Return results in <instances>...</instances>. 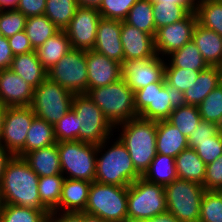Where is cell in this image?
I'll use <instances>...</instances> for the list:
<instances>
[{"label":"cell","instance_id":"6da1fadb","mask_svg":"<svg viewBox=\"0 0 222 222\" xmlns=\"http://www.w3.org/2000/svg\"><path fill=\"white\" fill-rule=\"evenodd\" d=\"M38 182L39 176L27 161L23 157L13 156L5 167L0 183L1 203L49 211L40 200Z\"/></svg>","mask_w":222,"mask_h":222},{"label":"cell","instance_id":"7a4b0ae2","mask_svg":"<svg viewBox=\"0 0 222 222\" xmlns=\"http://www.w3.org/2000/svg\"><path fill=\"white\" fill-rule=\"evenodd\" d=\"M110 138L97 145L95 181L109 185L129 186L142 175L135 169L128 150L118 137L111 147L106 145L110 144ZM106 146L108 149L105 151Z\"/></svg>","mask_w":222,"mask_h":222},{"label":"cell","instance_id":"3957f363","mask_svg":"<svg viewBox=\"0 0 222 222\" xmlns=\"http://www.w3.org/2000/svg\"><path fill=\"white\" fill-rule=\"evenodd\" d=\"M117 128L122 130L118 138L128 150L135 169L143 175L157 154V121L136 117Z\"/></svg>","mask_w":222,"mask_h":222},{"label":"cell","instance_id":"277c9868","mask_svg":"<svg viewBox=\"0 0 222 222\" xmlns=\"http://www.w3.org/2000/svg\"><path fill=\"white\" fill-rule=\"evenodd\" d=\"M86 94L113 127L138 117L134 91L127 86L123 78L106 86L88 89Z\"/></svg>","mask_w":222,"mask_h":222},{"label":"cell","instance_id":"5b68a950","mask_svg":"<svg viewBox=\"0 0 222 222\" xmlns=\"http://www.w3.org/2000/svg\"><path fill=\"white\" fill-rule=\"evenodd\" d=\"M138 117L146 120H167L170 113L186 105L180 90L165 82H155L134 92Z\"/></svg>","mask_w":222,"mask_h":222},{"label":"cell","instance_id":"8992f818","mask_svg":"<svg viewBox=\"0 0 222 222\" xmlns=\"http://www.w3.org/2000/svg\"><path fill=\"white\" fill-rule=\"evenodd\" d=\"M128 186L91 183L88 202L84 212L97 215L107 222H125L127 212Z\"/></svg>","mask_w":222,"mask_h":222},{"label":"cell","instance_id":"52a82bcc","mask_svg":"<svg viewBox=\"0 0 222 222\" xmlns=\"http://www.w3.org/2000/svg\"><path fill=\"white\" fill-rule=\"evenodd\" d=\"M61 172L65 178L95 181L97 145L82 141L58 142ZM65 173V175H64Z\"/></svg>","mask_w":222,"mask_h":222},{"label":"cell","instance_id":"ba28073f","mask_svg":"<svg viewBox=\"0 0 222 222\" xmlns=\"http://www.w3.org/2000/svg\"><path fill=\"white\" fill-rule=\"evenodd\" d=\"M127 212L133 220H152L166 213L164 186L138 178L128 186Z\"/></svg>","mask_w":222,"mask_h":222},{"label":"cell","instance_id":"9c48e42d","mask_svg":"<svg viewBox=\"0 0 222 222\" xmlns=\"http://www.w3.org/2000/svg\"><path fill=\"white\" fill-rule=\"evenodd\" d=\"M205 187L196 182L175 179L164 187L167 212L179 222H199Z\"/></svg>","mask_w":222,"mask_h":222},{"label":"cell","instance_id":"30bf717a","mask_svg":"<svg viewBox=\"0 0 222 222\" xmlns=\"http://www.w3.org/2000/svg\"><path fill=\"white\" fill-rule=\"evenodd\" d=\"M74 94L48 77L34 89L30 107L36 117L55 125L72 107Z\"/></svg>","mask_w":222,"mask_h":222},{"label":"cell","instance_id":"8fae6325","mask_svg":"<svg viewBox=\"0 0 222 222\" xmlns=\"http://www.w3.org/2000/svg\"><path fill=\"white\" fill-rule=\"evenodd\" d=\"M71 108L81 124L79 141L98 145L113 136L115 128L86 93L74 94Z\"/></svg>","mask_w":222,"mask_h":222},{"label":"cell","instance_id":"7c38bea8","mask_svg":"<svg viewBox=\"0 0 222 222\" xmlns=\"http://www.w3.org/2000/svg\"><path fill=\"white\" fill-rule=\"evenodd\" d=\"M87 72L86 50L72 48L48 71L47 77L73 94H85Z\"/></svg>","mask_w":222,"mask_h":222},{"label":"cell","instance_id":"4fadbf2b","mask_svg":"<svg viewBox=\"0 0 222 222\" xmlns=\"http://www.w3.org/2000/svg\"><path fill=\"white\" fill-rule=\"evenodd\" d=\"M34 117L30 106L7 107L0 144L13 156H25V140Z\"/></svg>","mask_w":222,"mask_h":222},{"label":"cell","instance_id":"5bb4252c","mask_svg":"<svg viewBox=\"0 0 222 222\" xmlns=\"http://www.w3.org/2000/svg\"><path fill=\"white\" fill-rule=\"evenodd\" d=\"M164 59L156 55L153 58L124 60L121 64L122 78L134 92L155 82H165Z\"/></svg>","mask_w":222,"mask_h":222},{"label":"cell","instance_id":"9a60e30c","mask_svg":"<svg viewBox=\"0 0 222 222\" xmlns=\"http://www.w3.org/2000/svg\"><path fill=\"white\" fill-rule=\"evenodd\" d=\"M97 7L78 6L65 32L71 47L79 50H93L97 27L101 19Z\"/></svg>","mask_w":222,"mask_h":222},{"label":"cell","instance_id":"2e32d148","mask_svg":"<svg viewBox=\"0 0 222 222\" xmlns=\"http://www.w3.org/2000/svg\"><path fill=\"white\" fill-rule=\"evenodd\" d=\"M197 22L196 12H190L184 19L157 29L154 36L156 54L166 58L192 41L193 30Z\"/></svg>","mask_w":222,"mask_h":222},{"label":"cell","instance_id":"e0dca14e","mask_svg":"<svg viewBox=\"0 0 222 222\" xmlns=\"http://www.w3.org/2000/svg\"><path fill=\"white\" fill-rule=\"evenodd\" d=\"M34 88L10 68L0 70V104L27 107L32 104Z\"/></svg>","mask_w":222,"mask_h":222},{"label":"cell","instance_id":"ac0fdd59","mask_svg":"<svg viewBox=\"0 0 222 222\" xmlns=\"http://www.w3.org/2000/svg\"><path fill=\"white\" fill-rule=\"evenodd\" d=\"M88 89L106 86L122 78L121 64L95 50H86Z\"/></svg>","mask_w":222,"mask_h":222},{"label":"cell","instance_id":"d6986e66","mask_svg":"<svg viewBox=\"0 0 222 222\" xmlns=\"http://www.w3.org/2000/svg\"><path fill=\"white\" fill-rule=\"evenodd\" d=\"M122 20L101 18L98 27L94 48L108 58L122 64L124 51L121 42Z\"/></svg>","mask_w":222,"mask_h":222},{"label":"cell","instance_id":"ffe728a7","mask_svg":"<svg viewBox=\"0 0 222 222\" xmlns=\"http://www.w3.org/2000/svg\"><path fill=\"white\" fill-rule=\"evenodd\" d=\"M121 42L124 60H139L156 56L154 37L122 21Z\"/></svg>","mask_w":222,"mask_h":222},{"label":"cell","instance_id":"44dd1931","mask_svg":"<svg viewBox=\"0 0 222 222\" xmlns=\"http://www.w3.org/2000/svg\"><path fill=\"white\" fill-rule=\"evenodd\" d=\"M91 182L65 178L59 205L53 211L84 212Z\"/></svg>","mask_w":222,"mask_h":222},{"label":"cell","instance_id":"7402d4cb","mask_svg":"<svg viewBox=\"0 0 222 222\" xmlns=\"http://www.w3.org/2000/svg\"><path fill=\"white\" fill-rule=\"evenodd\" d=\"M192 42L198 47L208 66L222 67L221 35L197 22L193 30Z\"/></svg>","mask_w":222,"mask_h":222},{"label":"cell","instance_id":"603a6c76","mask_svg":"<svg viewBox=\"0 0 222 222\" xmlns=\"http://www.w3.org/2000/svg\"><path fill=\"white\" fill-rule=\"evenodd\" d=\"M188 148V138L167 120L157 121L156 152L157 154L176 157Z\"/></svg>","mask_w":222,"mask_h":222},{"label":"cell","instance_id":"cb8c5ba5","mask_svg":"<svg viewBox=\"0 0 222 222\" xmlns=\"http://www.w3.org/2000/svg\"><path fill=\"white\" fill-rule=\"evenodd\" d=\"M23 158L39 177L62 174L58 154V142L28 152Z\"/></svg>","mask_w":222,"mask_h":222},{"label":"cell","instance_id":"d4e9b609","mask_svg":"<svg viewBox=\"0 0 222 222\" xmlns=\"http://www.w3.org/2000/svg\"><path fill=\"white\" fill-rule=\"evenodd\" d=\"M10 69L34 89L47 78L48 74V71L38 60L36 51L14 56Z\"/></svg>","mask_w":222,"mask_h":222},{"label":"cell","instance_id":"484cf974","mask_svg":"<svg viewBox=\"0 0 222 222\" xmlns=\"http://www.w3.org/2000/svg\"><path fill=\"white\" fill-rule=\"evenodd\" d=\"M220 78L221 67L208 66L200 71L195 83L183 93L186 105L198 106L213 89L220 85Z\"/></svg>","mask_w":222,"mask_h":222},{"label":"cell","instance_id":"4316f807","mask_svg":"<svg viewBox=\"0 0 222 222\" xmlns=\"http://www.w3.org/2000/svg\"><path fill=\"white\" fill-rule=\"evenodd\" d=\"M71 49L70 40L65 30H60L35 51L40 63L49 71Z\"/></svg>","mask_w":222,"mask_h":222},{"label":"cell","instance_id":"83f0119b","mask_svg":"<svg viewBox=\"0 0 222 222\" xmlns=\"http://www.w3.org/2000/svg\"><path fill=\"white\" fill-rule=\"evenodd\" d=\"M175 166L178 179L196 182L203 185L206 164L191 148L182 150L175 157Z\"/></svg>","mask_w":222,"mask_h":222},{"label":"cell","instance_id":"f1b7e54d","mask_svg":"<svg viewBox=\"0 0 222 222\" xmlns=\"http://www.w3.org/2000/svg\"><path fill=\"white\" fill-rule=\"evenodd\" d=\"M167 59L168 62L166 61L165 68L202 71L208 67L198 47L192 41L186 43L182 48L172 52L168 55Z\"/></svg>","mask_w":222,"mask_h":222},{"label":"cell","instance_id":"f546056e","mask_svg":"<svg viewBox=\"0 0 222 222\" xmlns=\"http://www.w3.org/2000/svg\"><path fill=\"white\" fill-rule=\"evenodd\" d=\"M142 177L152 183L166 186L178 179L175 158L167 155L156 154L149 168Z\"/></svg>","mask_w":222,"mask_h":222},{"label":"cell","instance_id":"4dcf8cb0","mask_svg":"<svg viewBox=\"0 0 222 222\" xmlns=\"http://www.w3.org/2000/svg\"><path fill=\"white\" fill-rule=\"evenodd\" d=\"M57 143L54 134V125L47 121L34 117L25 140V155L36 149Z\"/></svg>","mask_w":222,"mask_h":222},{"label":"cell","instance_id":"1f68e13d","mask_svg":"<svg viewBox=\"0 0 222 222\" xmlns=\"http://www.w3.org/2000/svg\"><path fill=\"white\" fill-rule=\"evenodd\" d=\"M34 50L58 33L60 30L48 19L46 15L28 17L24 29Z\"/></svg>","mask_w":222,"mask_h":222},{"label":"cell","instance_id":"d6a6232c","mask_svg":"<svg viewBox=\"0 0 222 222\" xmlns=\"http://www.w3.org/2000/svg\"><path fill=\"white\" fill-rule=\"evenodd\" d=\"M124 22L154 37L156 29L152 2L138 0L128 12Z\"/></svg>","mask_w":222,"mask_h":222},{"label":"cell","instance_id":"836d02e7","mask_svg":"<svg viewBox=\"0 0 222 222\" xmlns=\"http://www.w3.org/2000/svg\"><path fill=\"white\" fill-rule=\"evenodd\" d=\"M77 0H46L44 15L59 29L65 30L73 18Z\"/></svg>","mask_w":222,"mask_h":222},{"label":"cell","instance_id":"e575fe53","mask_svg":"<svg viewBox=\"0 0 222 222\" xmlns=\"http://www.w3.org/2000/svg\"><path fill=\"white\" fill-rule=\"evenodd\" d=\"M196 14L200 25L222 36V2L198 0Z\"/></svg>","mask_w":222,"mask_h":222},{"label":"cell","instance_id":"d590c367","mask_svg":"<svg viewBox=\"0 0 222 222\" xmlns=\"http://www.w3.org/2000/svg\"><path fill=\"white\" fill-rule=\"evenodd\" d=\"M65 177L62 174L39 177L38 192L42 204L51 212L58 205Z\"/></svg>","mask_w":222,"mask_h":222},{"label":"cell","instance_id":"8d00e7d4","mask_svg":"<svg viewBox=\"0 0 222 222\" xmlns=\"http://www.w3.org/2000/svg\"><path fill=\"white\" fill-rule=\"evenodd\" d=\"M198 107L195 105H184L175 108L167 121L179 129L187 138L201 121Z\"/></svg>","mask_w":222,"mask_h":222},{"label":"cell","instance_id":"74e56055","mask_svg":"<svg viewBox=\"0 0 222 222\" xmlns=\"http://www.w3.org/2000/svg\"><path fill=\"white\" fill-rule=\"evenodd\" d=\"M50 211H41L18 205L1 204L0 222H46Z\"/></svg>","mask_w":222,"mask_h":222},{"label":"cell","instance_id":"f35d334b","mask_svg":"<svg viewBox=\"0 0 222 222\" xmlns=\"http://www.w3.org/2000/svg\"><path fill=\"white\" fill-rule=\"evenodd\" d=\"M202 121L222 125V86L213 89L197 106Z\"/></svg>","mask_w":222,"mask_h":222},{"label":"cell","instance_id":"ab89813d","mask_svg":"<svg viewBox=\"0 0 222 222\" xmlns=\"http://www.w3.org/2000/svg\"><path fill=\"white\" fill-rule=\"evenodd\" d=\"M152 5L156 30L182 20L190 13L184 6L176 4L154 2Z\"/></svg>","mask_w":222,"mask_h":222},{"label":"cell","instance_id":"60d3db41","mask_svg":"<svg viewBox=\"0 0 222 222\" xmlns=\"http://www.w3.org/2000/svg\"><path fill=\"white\" fill-rule=\"evenodd\" d=\"M199 222H222V196L218 191H205L200 205Z\"/></svg>","mask_w":222,"mask_h":222},{"label":"cell","instance_id":"b9f144b4","mask_svg":"<svg viewBox=\"0 0 222 222\" xmlns=\"http://www.w3.org/2000/svg\"><path fill=\"white\" fill-rule=\"evenodd\" d=\"M188 148L194 149L198 156L207 165L222 155V132L209 138V140H188Z\"/></svg>","mask_w":222,"mask_h":222},{"label":"cell","instance_id":"7bdbcfd3","mask_svg":"<svg viewBox=\"0 0 222 222\" xmlns=\"http://www.w3.org/2000/svg\"><path fill=\"white\" fill-rule=\"evenodd\" d=\"M80 121L71 108L55 125L54 134L57 142L79 140Z\"/></svg>","mask_w":222,"mask_h":222},{"label":"cell","instance_id":"ee69618b","mask_svg":"<svg viewBox=\"0 0 222 222\" xmlns=\"http://www.w3.org/2000/svg\"><path fill=\"white\" fill-rule=\"evenodd\" d=\"M27 17L17 9L0 10V31L5 38L24 31Z\"/></svg>","mask_w":222,"mask_h":222},{"label":"cell","instance_id":"f6af8a7d","mask_svg":"<svg viewBox=\"0 0 222 222\" xmlns=\"http://www.w3.org/2000/svg\"><path fill=\"white\" fill-rule=\"evenodd\" d=\"M137 1L138 0H102L97 10L102 18L124 21L128 12Z\"/></svg>","mask_w":222,"mask_h":222},{"label":"cell","instance_id":"bcb514c9","mask_svg":"<svg viewBox=\"0 0 222 222\" xmlns=\"http://www.w3.org/2000/svg\"><path fill=\"white\" fill-rule=\"evenodd\" d=\"M199 72L181 68H165V81L184 93L195 83Z\"/></svg>","mask_w":222,"mask_h":222},{"label":"cell","instance_id":"7dc6e473","mask_svg":"<svg viewBox=\"0 0 222 222\" xmlns=\"http://www.w3.org/2000/svg\"><path fill=\"white\" fill-rule=\"evenodd\" d=\"M203 186L207 191H218L222 188V155L206 165Z\"/></svg>","mask_w":222,"mask_h":222},{"label":"cell","instance_id":"c3c4849f","mask_svg":"<svg viewBox=\"0 0 222 222\" xmlns=\"http://www.w3.org/2000/svg\"><path fill=\"white\" fill-rule=\"evenodd\" d=\"M219 132L220 126L218 124L201 120L194 132H192L188 137V140H209V138L217 135Z\"/></svg>","mask_w":222,"mask_h":222},{"label":"cell","instance_id":"681fc988","mask_svg":"<svg viewBox=\"0 0 222 222\" xmlns=\"http://www.w3.org/2000/svg\"><path fill=\"white\" fill-rule=\"evenodd\" d=\"M7 40L14 56L35 51L25 31L16 33L14 36L7 38Z\"/></svg>","mask_w":222,"mask_h":222},{"label":"cell","instance_id":"f907efd6","mask_svg":"<svg viewBox=\"0 0 222 222\" xmlns=\"http://www.w3.org/2000/svg\"><path fill=\"white\" fill-rule=\"evenodd\" d=\"M45 5L46 0H19L16 9L28 18L44 15Z\"/></svg>","mask_w":222,"mask_h":222},{"label":"cell","instance_id":"816d5d0a","mask_svg":"<svg viewBox=\"0 0 222 222\" xmlns=\"http://www.w3.org/2000/svg\"><path fill=\"white\" fill-rule=\"evenodd\" d=\"M46 222H83V212L51 211Z\"/></svg>","mask_w":222,"mask_h":222},{"label":"cell","instance_id":"f5cc1de1","mask_svg":"<svg viewBox=\"0 0 222 222\" xmlns=\"http://www.w3.org/2000/svg\"><path fill=\"white\" fill-rule=\"evenodd\" d=\"M14 54L9 46L7 38H0V70L8 69L12 63Z\"/></svg>","mask_w":222,"mask_h":222},{"label":"cell","instance_id":"db71d44e","mask_svg":"<svg viewBox=\"0 0 222 222\" xmlns=\"http://www.w3.org/2000/svg\"><path fill=\"white\" fill-rule=\"evenodd\" d=\"M152 3H171L179 6H184L189 12H196L198 0H150Z\"/></svg>","mask_w":222,"mask_h":222},{"label":"cell","instance_id":"11a10c76","mask_svg":"<svg viewBox=\"0 0 222 222\" xmlns=\"http://www.w3.org/2000/svg\"><path fill=\"white\" fill-rule=\"evenodd\" d=\"M13 155L0 144V183L4 175L5 167Z\"/></svg>","mask_w":222,"mask_h":222},{"label":"cell","instance_id":"9f6ffc18","mask_svg":"<svg viewBox=\"0 0 222 222\" xmlns=\"http://www.w3.org/2000/svg\"><path fill=\"white\" fill-rule=\"evenodd\" d=\"M151 222H179L171 213H162L151 220Z\"/></svg>","mask_w":222,"mask_h":222},{"label":"cell","instance_id":"6f0895ef","mask_svg":"<svg viewBox=\"0 0 222 222\" xmlns=\"http://www.w3.org/2000/svg\"><path fill=\"white\" fill-rule=\"evenodd\" d=\"M19 0H0V10L16 9Z\"/></svg>","mask_w":222,"mask_h":222},{"label":"cell","instance_id":"680465c9","mask_svg":"<svg viewBox=\"0 0 222 222\" xmlns=\"http://www.w3.org/2000/svg\"><path fill=\"white\" fill-rule=\"evenodd\" d=\"M83 222H107L97 215L89 214L87 212H83Z\"/></svg>","mask_w":222,"mask_h":222},{"label":"cell","instance_id":"91938a15","mask_svg":"<svg viewBox=\"0 0 222 222\" xmlns=\"http://www.w3.org/2000/svg\"><path fill=\"white\" fill-rule=\"evenodd\" d=\"M102 0H77L79 6L98 7Z\"/></svg>","mask_w":222,"mask_h":222},{"label":"cell","instance_id":"94428289","mask_svg":"<svg viewBox=\"0 0 222 222\" xmlns=\"http://www.w3.org/2000/svg\"><path fill=\"white\" fill-rule=\"evenodd\" d=\"M6 109L7 107L0 104V139L3 133V126H4V119L6 115Z\"/></svg>","mask_w":222,"mask_h":222},{"label":"cell","instance_id":"6125c7cd","mask_svg":"<svg viewBox=\"0 0 222 222\" xmlns=\"http://www.w3.org/2000/svg\"><path fill=\"white\" fill-rule=\"evenodd\" d=\"M125 222H151V220H133V219H127Z\"/></svg>","mask_w":222,"mask_h":222},{"label":"cell","instance_id":"be15d7a7","mask_svg":"<svg viewBox=\"0 0 222 222\" xmlns=\"http://www.w3.org/2000/svg\"><path fill=\"white\" fill-rule=\"evenodd\" d=\"M220 84L222 86V67H221V78H220Z\"/></svg>","mask_w":222,"mask_h":222},{"label":"cell","instance_id":"e7e4bbea","mask_svg":"<svg viewBox=\"0 0 222 222\" xmlns=\"http://www.w3.org/2000/svg\"><path fill=\"white\" fill-rule=\"evenodd\" d=\"M219 194L222 196V188L218 190Z\"/></svg>","mask_w":222,"mask_h":222}]
</instances>
